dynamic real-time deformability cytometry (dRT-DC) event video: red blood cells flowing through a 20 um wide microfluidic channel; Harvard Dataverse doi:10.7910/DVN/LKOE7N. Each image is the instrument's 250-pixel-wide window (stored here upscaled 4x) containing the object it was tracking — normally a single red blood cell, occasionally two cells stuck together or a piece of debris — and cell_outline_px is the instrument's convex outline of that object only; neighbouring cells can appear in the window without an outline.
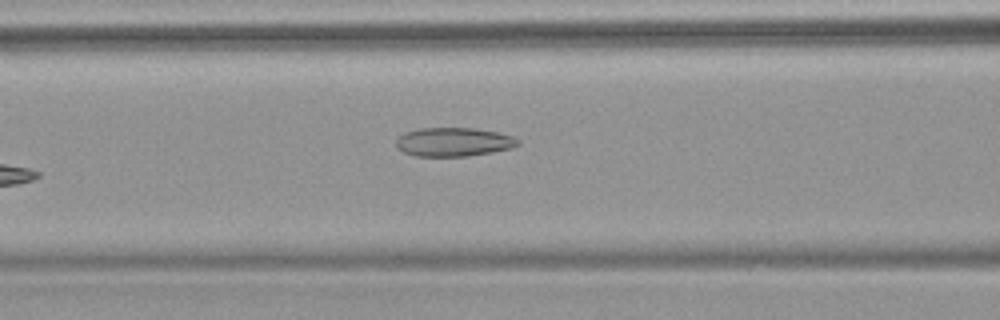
{"species": "common noctule bat (a hibernating species)", "species_latin": "Nyctalus noctula", "temperature_condition": "warm", "stored_images_in_passage": 10, "camera_frame_rate_fps": 3000, "um_per_image_px": 0.085, "animal": {"sex": "female", "body_mass_g": 18.4}, "frame": {"image": 1, "passage_image": 7, "time_ms": 7.333, "image_size_px": [1000, 320], "cell_outline_px": [[520, 144], [512, 148], [492, 152], [468, 156], [416, 156], [404, 152], [396, 148], [396, 140], [404, 132], [420, 128], [476, 128], [500, 132], [512, 136], [520, 140]], "centroid_in_image_um": [38.58, 12.06], "position_along_channel_um": 128.0, "area_um2": 20.63}}
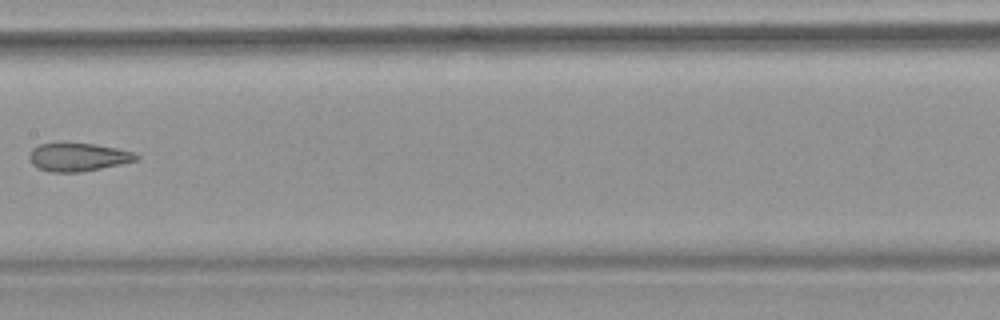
{"frame": {"image": 2, "passage_image": 9, "time_ms": 10.667, "image_size_px": [1000, 320], "cell_outline_px": [[140, 160], [80, 172], [52, 172], [36, 168], [32, 164], [28, 156], [32, 148], [40, 144], [96, 144], [116, 148], [132, 152], [140, 156]], "centroid_in_image_um": [6.63, 13.36], "position_along_channel_um": 200.8, "area_um2": 17.4}}
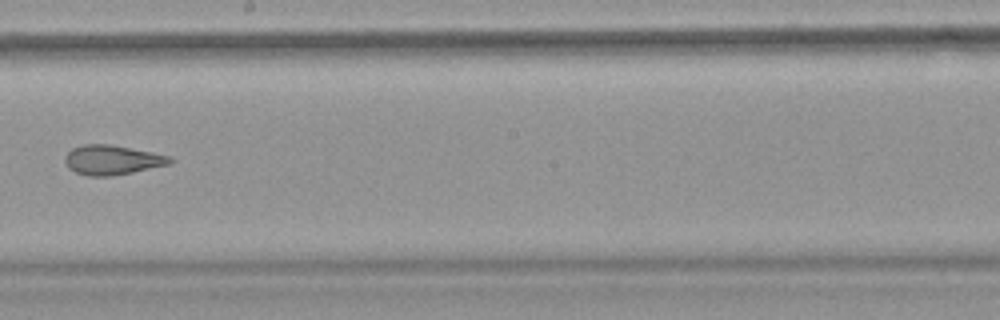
{"frame": {"image": 3, "passage_image": 10, "time_ms": 11.667, "image_size_px": [1000, 320], "cell_outline_px": [[176, 160], [172, 164], [112, 176], [88, 176], [76, 172], [68, 168], [64, 160], [64, 156], [72, 148], [84, 144], [108, 144], [152, 152], [172, 156]], "centroid_in_image_um": [9.57, 13.6], "position_along_channel_um": 238.6, "area_um2": 18.26}}